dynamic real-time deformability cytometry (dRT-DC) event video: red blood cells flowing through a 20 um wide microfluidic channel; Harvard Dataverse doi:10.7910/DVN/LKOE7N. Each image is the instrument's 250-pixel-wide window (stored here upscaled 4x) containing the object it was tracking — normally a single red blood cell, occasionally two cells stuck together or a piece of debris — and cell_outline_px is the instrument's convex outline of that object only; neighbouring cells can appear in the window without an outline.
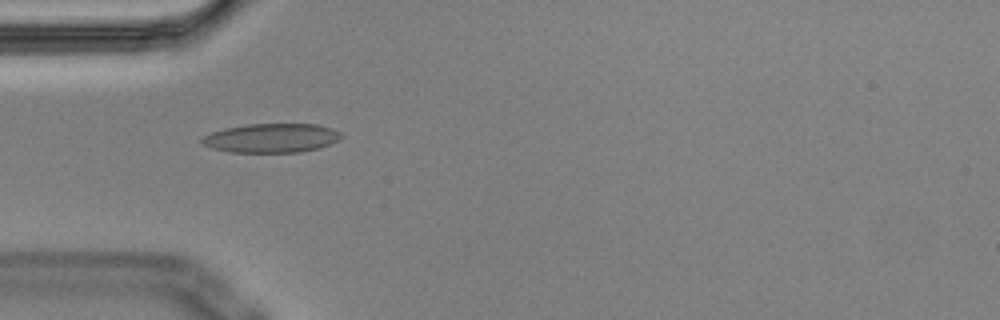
{"species": "Egyptian fruit bat (a non-hibernating species)", "species_latin": "Rousettus aegyptiacus", "temperature_condition": "cold", "stored_images_in_passage": 6, "camera_frame_rate_fps": 3000, "um_per_image_px": 0.085, "animal": {"sex": "male"}, "frame": {"image": 1, "passage_image": 5, "time_ms": 1.333, "image_size_px": [1000, 320], "cell_outline_px": [[344, 136], [340, 140], [320, 148], [300, 152], [232, 152], [212, 148], [204, 144], [200, 140], [204, 136], [212, 132], [224, 128], [248, 124], [316, 124], [332, 128], [340, 132]], "centroid_in_image_um": [23.12, 11.73], "position_along_channel_um": 61.9, "area_um2": 23.64}}